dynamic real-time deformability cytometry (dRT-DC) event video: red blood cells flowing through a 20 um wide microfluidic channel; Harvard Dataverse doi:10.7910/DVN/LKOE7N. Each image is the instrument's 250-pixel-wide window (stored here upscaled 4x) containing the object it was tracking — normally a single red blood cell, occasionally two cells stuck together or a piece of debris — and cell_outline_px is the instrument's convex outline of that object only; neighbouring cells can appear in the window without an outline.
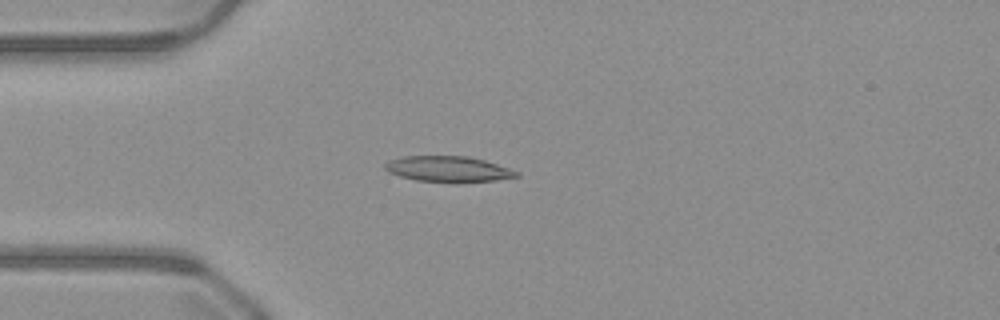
{"species": "common noctule bat (a hibernating species)", "species_latin": "Nyctalus noctula", "temperature_condition": "warm", "stored_images_in_passage": 50, "camera_frame_rate_fps": 3000, "um_per_image_px": 0.085, "animal": {"sex": "male", "body_mass_g": 23.1, "forearm_length_mm": 52.7}, "frame": {"image": 1, "passage_image": 13, "time_ms": 4.0, "image_size_px": [1000, 320], "cell_outline_px": [[520, 176], [496, 180], [456, 184], [416, 180], [400, 176], [388, 172], [384, 168], [384, 164], [388, 160], [404, 156], [468, 156], [484, 160], [520, 172]], "centroid_in_image_um": [38.1, 14.39], "position_along_channel_um": 46.9, "area_um2": 20.11}}
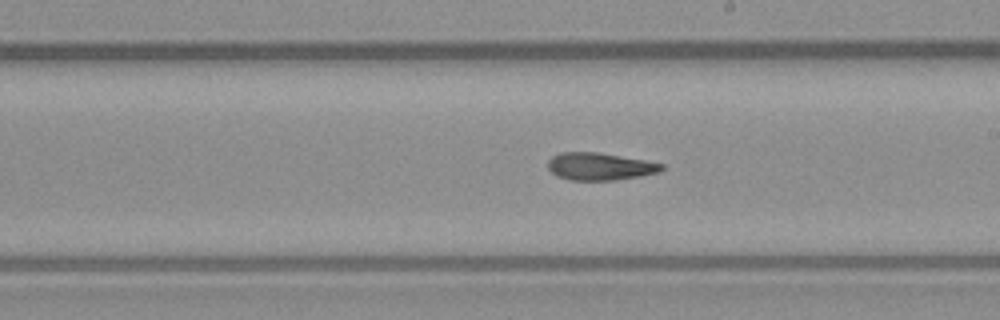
{"frame": {"image": 2, "passage_image": 28, "time_ms": 9.0, "image_size_px": [1000, 320], "cell_outline_px": [[664, 168], [660, 172], [640, 176], [616, 180], [568, 180], [556, 176], [548, 168], [548, 160], [552, 156], [560, 152], [600, 152], [644, 160], [664, 164]], "centroid_in_image_um": [50.97, 14.15], "position_along_channel_um": 238.0, "area_um2": 18.32}}
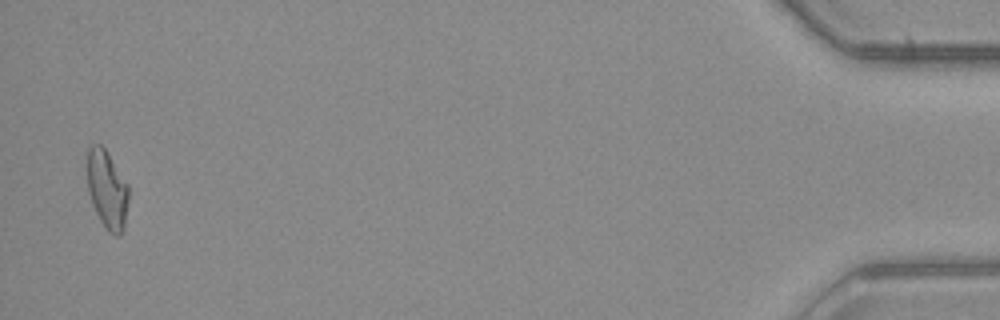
{"frame": {"image": 3, "passage_image": 49, "time_ms": 16.0, "image_size_px": [1000, 320], "cell_outline_px": [[128, 200], [124, 228], [120, 236], [116, 236], [108, 232], [100, 220], [92, 204], [88, 192], [88, 148], [92, 144], [100, 144], [104, 148], [128, 184]], "centroid_in_image_um": [9.11, 16.14], "position_along_channel_um": 426.1, "area_um2": 18.73}, "authors_computed_cell_mechanics": {"area_um2": 18.9584, "velocity_mm_per_s": 4.0909, "shape_relaxation_time_tau1_ms": null, "shape_relaxation_time_tau2_ms": 4.5766, "deformation_change_tau1": null, "deformation_change_tau2": 0.1423}}